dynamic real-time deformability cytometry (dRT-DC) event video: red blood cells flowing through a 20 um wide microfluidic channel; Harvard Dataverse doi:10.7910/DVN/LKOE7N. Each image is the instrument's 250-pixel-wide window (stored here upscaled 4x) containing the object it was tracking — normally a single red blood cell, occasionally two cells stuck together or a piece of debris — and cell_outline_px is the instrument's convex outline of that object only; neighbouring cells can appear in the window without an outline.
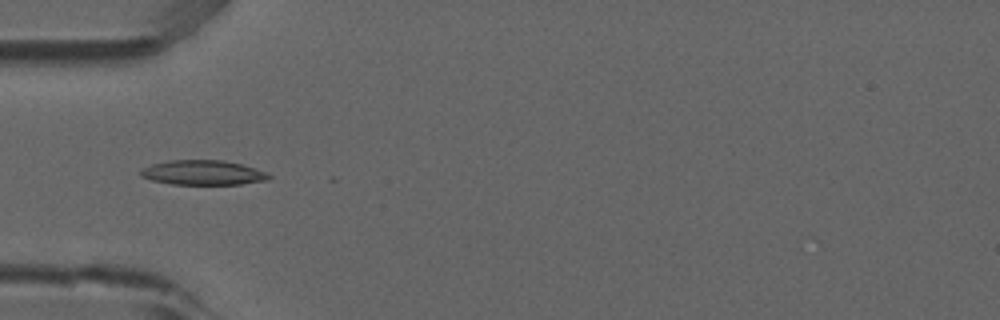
{"species": "common noctule bat (a hibernating species)", "species_latin": "Nyctalus noctula", "temperature_condition": "room temperature", "stored_images_in_passage": 7, "camera_frame_rate_fps": 3000, "um_per_image_px": 0.085, "animal": {"sex": "male", "forearm_length_mm": 52.5}, "frame": {"image": 1, "passage_image": 4, "time_ms": 1.0, "image_size_px": [1000, 320], "cell_outline_px": [[272, 176], [268, 180], [240, 184], [172, 184], [152, 180], [140, 176], [140, 168], [152, 164], [168, 160], [224, 160], [240, 164], [268, 172]], "centroid_in_image_um": [17.24, 14.67], "position_along_channel_um": 67.8, "area_um2": 18.5}}
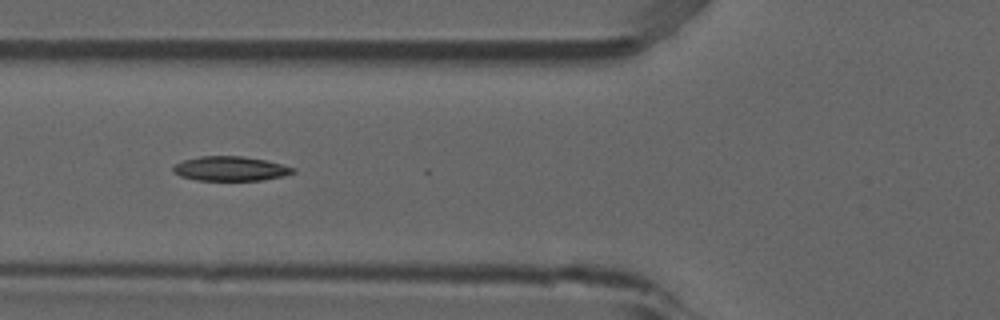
{"frame": {"image": 2, "passage_image": 5, "time_ms": 1.333, "image_size_px": [1000, 320], "cell_outline_px": [[296, 172], [284, 176], [264, 180], [196, 180], [180, 176], [172, 172], [172, 168], [176, 164], [184, 160], [200, 156], [244, 156], [264, 160], [296, 168]], "centroid_in_image_um": [19.59, 14.34], "position_along_channel_um": 106.2, "area_um2": 17.11}}
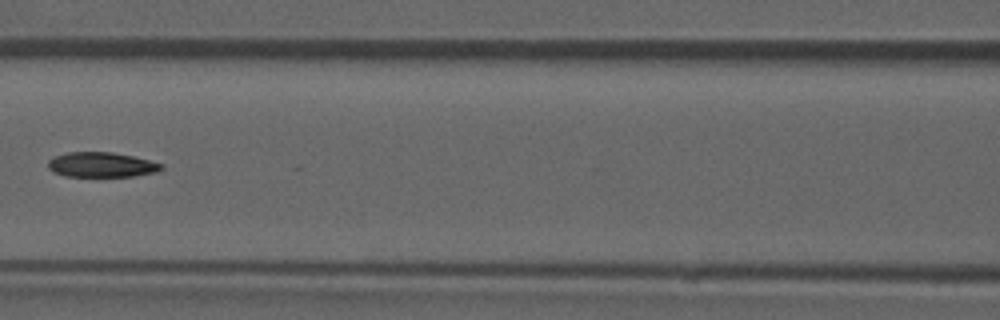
{"frame": {"image": 3, "passage_image": 6, "time_ms": 1.667, "image_size_px": [1000, 320], "cell_outline_px": [[164, 168], [156, 172], [132, 176], [64, 176], [48, 168], [48, 160], [52, 156], [68, 152], [112, 152], [132, 156], [164, 164]], "centroid_in_image_um": [8.61, 13.99], "position_along_channel_um": 158.0, "area_um2": 16.42}}